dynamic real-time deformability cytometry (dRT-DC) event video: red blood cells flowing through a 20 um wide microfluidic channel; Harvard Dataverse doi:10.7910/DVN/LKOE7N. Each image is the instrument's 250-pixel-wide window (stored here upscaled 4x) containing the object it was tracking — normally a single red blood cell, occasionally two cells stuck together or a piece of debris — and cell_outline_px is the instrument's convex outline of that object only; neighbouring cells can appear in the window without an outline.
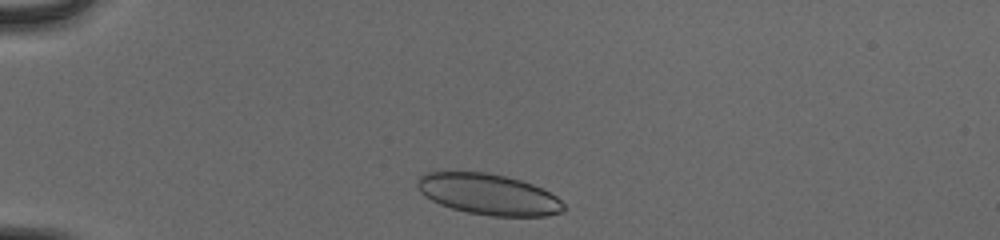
{"species": "human", "species_latin": "Homo sapiens", "temperature_condition": "cold", "stored_images_in_passage": 35, "camera_frame_rate_fps": 3000, "um_per_image_px": 0.085, "donor": {"sex": "male"}, "frame": {"image": 1, "passage_image": 2, "time_ms": 0.333, "image_size_px": [1000, 240], "cell_outline_px": [[564, 212], [548, 216], [492, 216], [468, 212], [452, 208], [440, 204], [424, 196], [420, 192], [416, 184], [416, 180], [424, 172], [484, 172], [504, 176], [520, 180], [532, 184], [556, 196], [564, 204]], "centroid_in_image_um": [41.5, 16.52], "position_along_channel_um": 43.5, "area_um2": 34.8}}
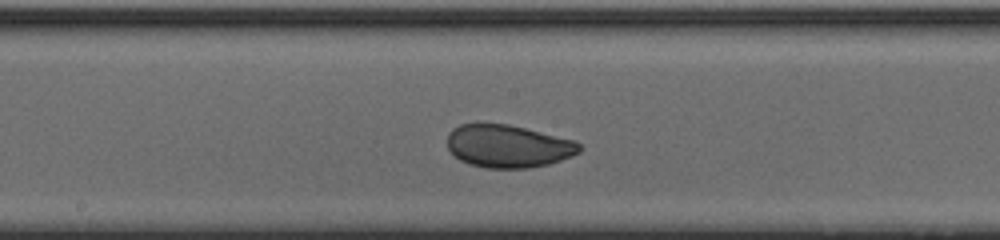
{"frame": {"image": 2, "passage_image": 18, "time_ms": 5.667, "image_size_px": [1000, 240], "cell_outline_px": [[580, 152], [572, 156], [548, 164], [528, 168], [484, 168], [468, 164], [452, 156], [448, 148], [448, 132], [452, 128], [460, 124], [508, 124], [576, 140], [580, 144]], "centroid_in_image_um": [43.17, 12.43], "position_along_channel_um": 205.0, "area_um2": 33.12}}
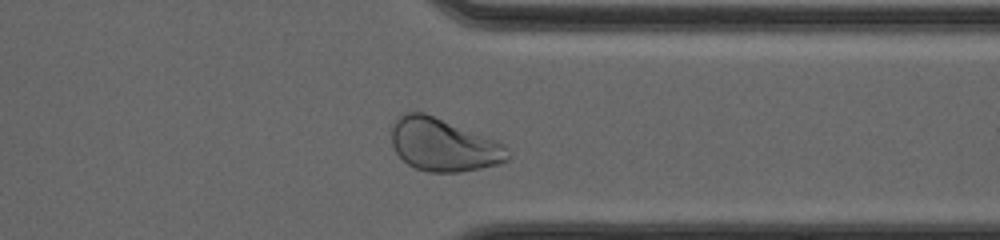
{"frame": {"image": 3, "passage_image": 31, "time_ms": 10.0, "image_size_px": [1000, 240], "cell_outline_px": [[512, 156], [508, 160], [496, 164], [480, 168], [456, 172], [428, 172], [416, 168], [408, 164], [396, 152], [392, 144], [392, 128], [396, 120], [404, 112], [424, 112], [496, 140], [504, 144], [508, 148]], "centroid_in_image_um": [37.71, 12.31], "position_along_channel_um": 373.7, "area_um2": 35.55}, "authors_computed_cell_mechanics": {"area_um2": 33.813, "velocity_mm_per_s": 3.8813, "shape_relaxation_time_tau1_ms": 2.8901, "shape_relaxation_time_tau2_ms": 0.7602, "deformation_change_tau1": 0.114, "deformation_change_tau2": 0.0468}}